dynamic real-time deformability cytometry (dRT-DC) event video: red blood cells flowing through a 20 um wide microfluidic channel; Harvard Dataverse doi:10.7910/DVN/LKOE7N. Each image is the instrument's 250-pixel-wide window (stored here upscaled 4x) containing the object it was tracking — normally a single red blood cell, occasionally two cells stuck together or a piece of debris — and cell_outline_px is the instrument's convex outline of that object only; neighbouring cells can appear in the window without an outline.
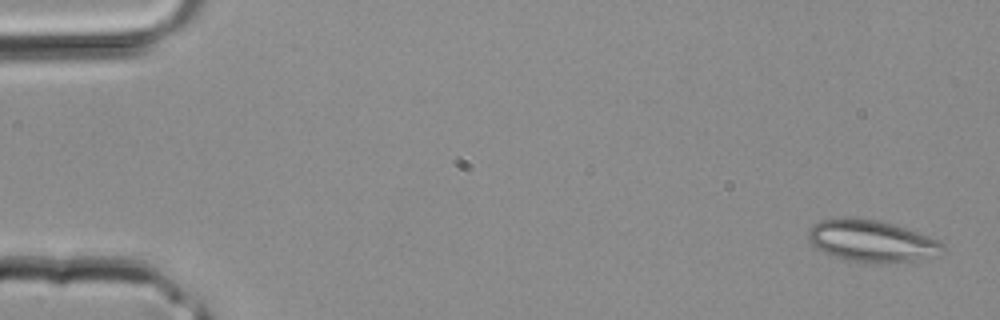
{"species": "common noctule bat (a hibernating species)", "species_latin": "Nyctalus noctula", "temperature_condition": "room temperature", "stored_images_in_passage": 5, "camera_frame_rate_fps": 3000, "um_per_image_px": 0.085, "animal": {"sex": "male", "body_mass_g": 20.4}, "frame": {"image": 1, "passage_image": 1, "time_ms": 0.0, "image_size_px": [1000, 320], "cell_outline_px": [[948, 248], [940, 256], [916, 260], [884, 264], [872, 264], [848, 260], [824, 252], [816, 248], [808, 240], [808, 228], [820, 220], [840, 216], [848, 216], [880, 220], [940, 240]], "centroid_in_image_um": [74.12, 20.48], "position_along_channel_um": 10.9, "area_um2": 33.52}}